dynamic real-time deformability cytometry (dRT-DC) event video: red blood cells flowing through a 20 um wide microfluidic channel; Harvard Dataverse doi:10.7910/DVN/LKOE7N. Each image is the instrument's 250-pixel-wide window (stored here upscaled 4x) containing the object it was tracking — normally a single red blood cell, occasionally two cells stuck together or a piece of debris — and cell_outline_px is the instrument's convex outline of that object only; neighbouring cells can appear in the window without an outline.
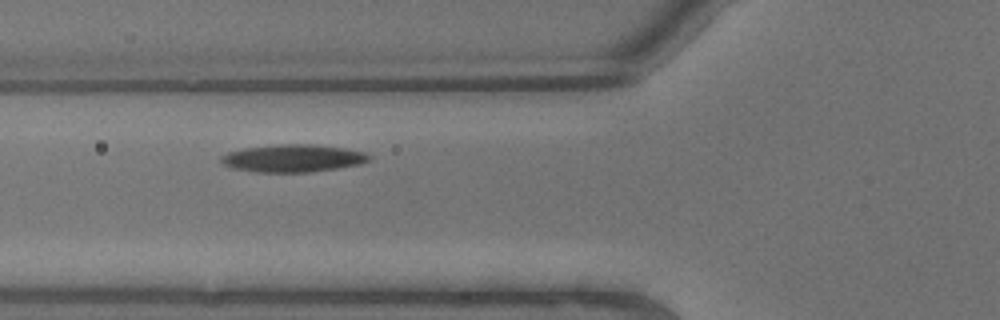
{"species": "common noctule bat (a hibernating species)", "species_latin": "Nyctalus noctula", "temperature_condition": "warm", "stored_images_in_passage": 3, "camera_frame_rate_fps": 3000, "um_per_image_px": 0.085, "animal": {"sex": "male", "body_mass_g": 13.3}, "frame": {"image": 1, "passage_image": 2, "time_ms": 0.333, "image_size_px": [1000, 320], "cell_outline_px": [[372, 156], [368, 160], [360, 164], [336, 168], [308, 172], [256, 172], [232, 168], [224, 164], [220, 160], [220, 156], [228, 152], [244, 148], [280, 144], [312, 144], [344, 148], [364, 152]], "centroid_in_image_um": [24.88, 13.45], "position_along_channel_um": 100.9, "area_um2": 23.64}}
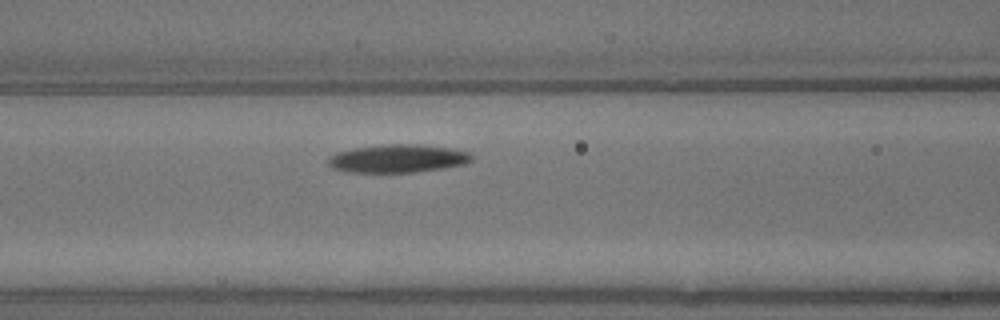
{"frame": {"image": 2, "passage_image": 3, "time_ms": 0.667, "image_size_px": [1000, 320], "cell_outline_px": [[472, 160], [464, 164], [444, 168], [416, 172], [348, 172], [332, 168], [328, 164], [328, 156], [336, 152], [356, 148], [380, 144], [420, 144], [452, 148], [472, 152]], "centroid_in_image_um": [33.83, 13.46], "position_along_channel_um": 132.8, "area_um2": 23.76}}